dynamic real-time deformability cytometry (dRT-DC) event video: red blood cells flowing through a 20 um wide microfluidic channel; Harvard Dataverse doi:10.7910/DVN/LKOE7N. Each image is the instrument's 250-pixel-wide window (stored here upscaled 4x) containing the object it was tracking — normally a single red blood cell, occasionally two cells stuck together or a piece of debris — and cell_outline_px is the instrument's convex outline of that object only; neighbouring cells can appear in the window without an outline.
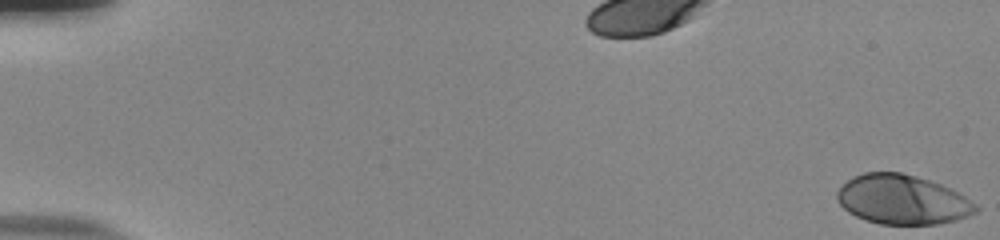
{"species": "human", "species_latin": "Homo sapiens", "temperature_condition": "room temperature", "stored_images_in_passage": 32, "camera_frame_rate_fps": 3000, "um_per_image_px": 0.085, "donor": {"sex": "male"}, "frame": {"image": 1, "passage_image": 1, "time_ms": 0.0, "image_size_px": [1000, 240], "cell_outline_px": [[980, 208], [976, 212], [968, 216], [956, 220], [940, 224], [880, 224], [864, 220], [848, 212], [840, 204], [836, 196], [836, 192], [852, 176], [864, 172], [900, 172], [916, 176], [940, 184], [964, 196], [976, 204]], "centroid_in_image_um": [76.69, 16.97], "position_along_channel_um": 8.3, "area_um2": 39.88}}
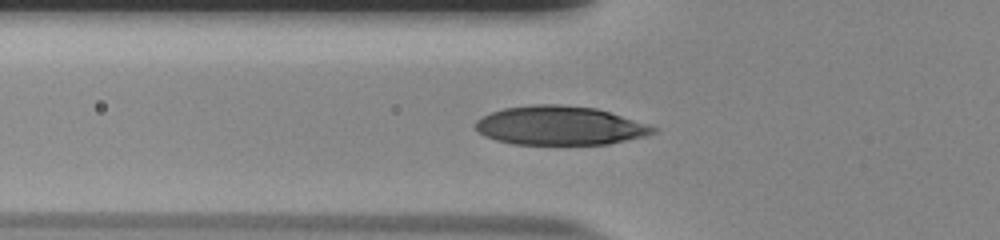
{"frame": {"image": 2, "passage_image": 21, "time_ms": 6.667, "image_size_px": [1000, 240], "cell_outline_px": [[660, 128], [656, 132], [644, 136], [608, 144], [512, 144], [496, 140], [484, 136], [476, 128], [476, 120], [492, 112], [504, 108], [532, 104], [560, 104], [596, 108], [648, 124]], "centroid_in_image_um": [47.6, 10.67], "position_along_channel_um": 78.2, "area_um2": 40.17}}
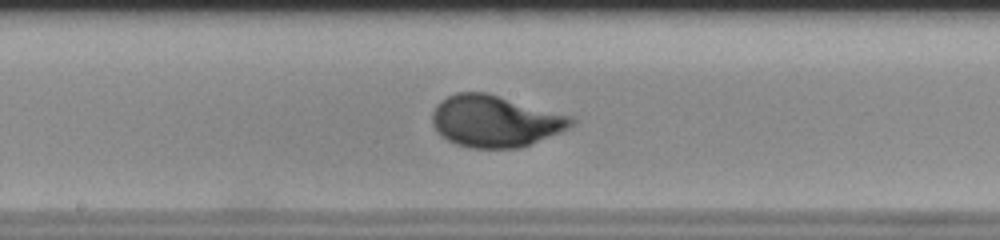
{"frame": {"image": 3, "passage_image": 31, "time_ms": 10.0, "image_size_px": [1000, 240], "cell_outline_px": [[576, 120], [568, 128], [560, 132], [532, 144], [520, 148], [472, 148], [456, 144], [440, 136], [436, 132], [432, 124], [432, 112], [436, 104], [440, 100], [456, 92], [484, 92], [572, 116]], "centroid_in_image_um": [42.05, 10.31], "position_along_channel_um": 206.2, "area_um2": 41.91}}